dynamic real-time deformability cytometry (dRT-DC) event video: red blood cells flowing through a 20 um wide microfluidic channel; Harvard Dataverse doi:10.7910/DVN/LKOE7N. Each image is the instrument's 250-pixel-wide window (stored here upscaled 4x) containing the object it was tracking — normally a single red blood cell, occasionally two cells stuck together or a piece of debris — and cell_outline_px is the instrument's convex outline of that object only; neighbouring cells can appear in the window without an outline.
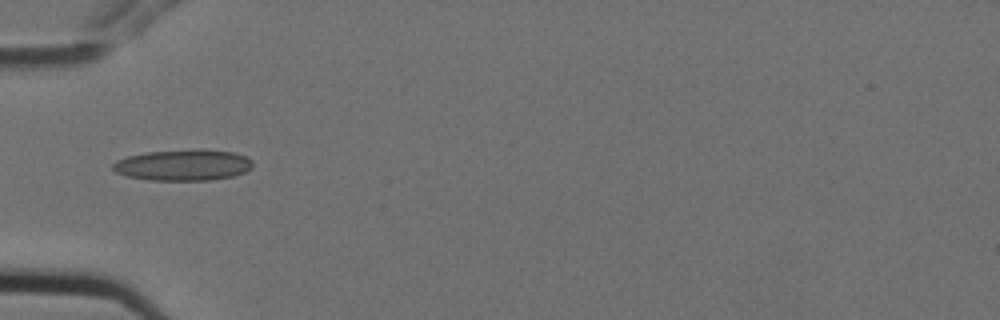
{"species": "Egyptian fruit bat (a non-hibernating species)", "species_latin": "Rousettus aegyptiacus", "temperature_condition": "cold", "stored_images_in_passage": 7, "camera_frame_rate_fps": 3000, "um_per_image_px": 0.085, "animal": {"sex": "female"}, "frame": {"image": 1, "passage_image": 4, "time_ms": 1.0, "image_size_px": [1000, 320], "cell_outline_px": [[252, 168], [244, 172], [232, 176], [208, 180], [148, 180], [128, 176], [116, 172], [112, 168], [112, 164], [116, 160], [128, 156], [148, 152], [232, 152], [244, 156], [252, 160]], "centroid_in_image_um": [15.52, 14.08], "position_along_channel_um": 69.5, "area_um2": 24.16}}
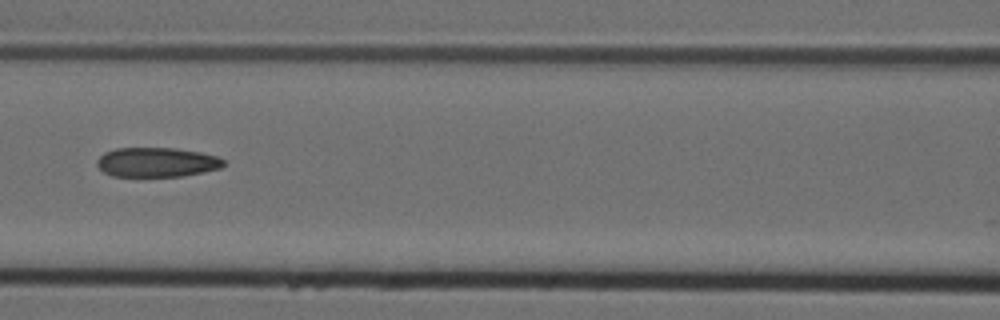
{"frame": {"image": 2, "passage_image": 6, "time_ms": 1.667, "image_size_px": [1000, 320], "cell_outline_px": [[224, 164], [220, 168], [204, 172], [180, 176], [112, 176], [104, 172], [96, 164], [96, 160], [104, 152], [116, 148], [176, 148], [200, 152], [216, 156], [224, 160]], "centroid_in_image_um": [13.3, 13.78], "position_along_channel_um": 153.3, "area_um2": 21.73}}
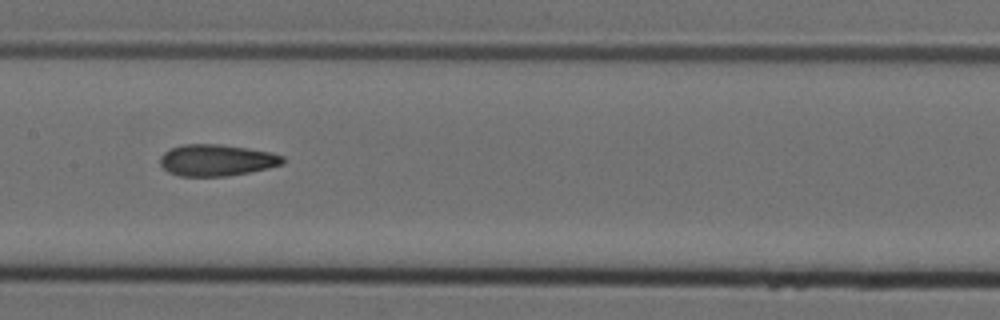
{"frame": {"image": 3, "passage_image": 7, "time_ms": 2.0, "image_size_px": [1000, 320], "cell_outline_px": [[284, 164], [268, 168], [228, 176], [180, 176], [168, 172], [160, 164], [160, 156], [164, 152], [172, 148], [184, 144], [216, 144], [272, 152], [284, 156]], "centroid_in_image_um": [18.41, 13.62], "position_along_channel_um": 189.0, "area_um2": 22.43}}